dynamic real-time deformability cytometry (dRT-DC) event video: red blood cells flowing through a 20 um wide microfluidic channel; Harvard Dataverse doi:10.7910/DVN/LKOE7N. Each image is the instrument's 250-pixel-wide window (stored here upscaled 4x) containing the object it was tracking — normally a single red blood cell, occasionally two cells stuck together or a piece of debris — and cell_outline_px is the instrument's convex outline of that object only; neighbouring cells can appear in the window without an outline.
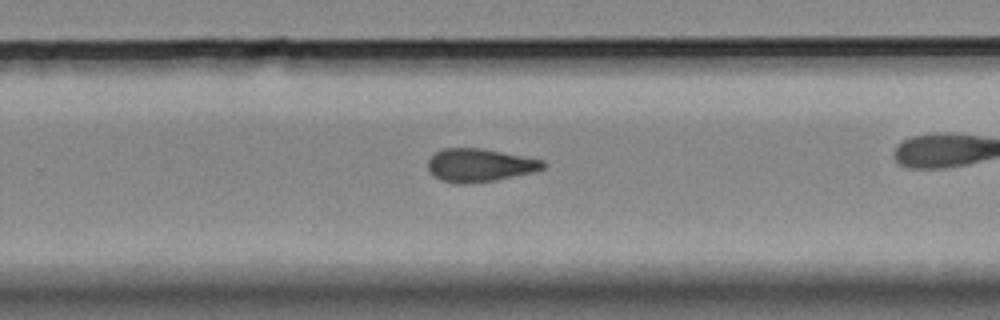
{"species": "Egyptian fruit bat (a non-hibernating species)", "species_latin": "Rousettus aegyptiacus", "temperature_condition": "room temperature", "stored_images_in_passage": 27, "camera_frame_rate_fps": 3000, "um_per_image_px": 0.085, "animal": {"sex": "female"}, "frame": {"image": 1, "passage_image": 16, "time_ms": 5.0, "image_size_px": [1000, 320], "cell_outline_px": [[548, 164], [544, 168], [536, 172], [496, 180], [472, 184], [456, 184], [440, 180], [432, 176], [428, 172], [428, 160], [436, 152], [444, 148], [484, 148], [544, 160]], "centroid_in_image_um": [40.79, 14.06], "position_along_channel_um": 289.0, "area_um2": 22.77}}